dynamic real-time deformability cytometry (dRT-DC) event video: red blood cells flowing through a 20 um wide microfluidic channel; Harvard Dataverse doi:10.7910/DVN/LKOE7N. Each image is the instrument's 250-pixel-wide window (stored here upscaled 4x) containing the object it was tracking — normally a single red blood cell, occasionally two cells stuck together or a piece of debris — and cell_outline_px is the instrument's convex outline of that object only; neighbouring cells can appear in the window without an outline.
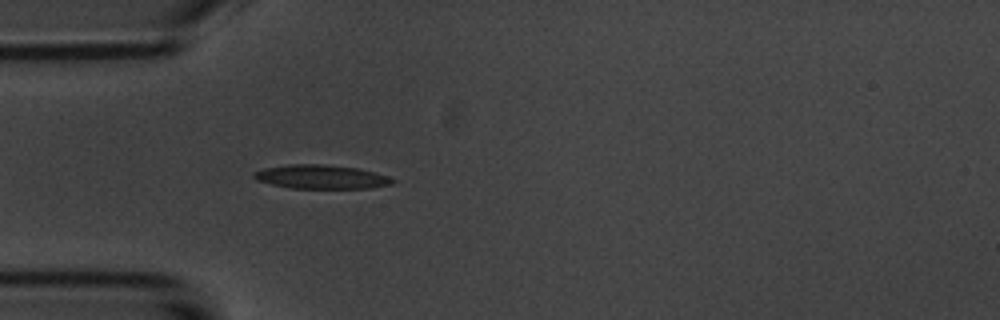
{"species": "common noctule bat (a hibernating species)", "species_latin": "Nyctalus noctula", "temperature_condition": "room temperature", "stored_images_in_passage": 4, "camera_frame_rate_fps": 3000, "um_per_image_px": 0.085, "animal": {"sex": "male", "body_mass_g": 20.1, "forearm_length_mm": 53.5}, "frame": {"image": 1, "passage_image": 4, "time_ms": 3.667, "image_size_px": [1000, 320], "cell_outline_px": [[396, 180], [392, 184], [372, 188], [292, 188], [272, 184], [256, 180], [252, 176], [252, 172], [264, 168], [288, 164], [324, 164], [356, 168], [388, 176]], "centroid_in_image_um": [27.27, 15.03], "position_along_channel_um": 57.7, "area_um2": 19.25}}